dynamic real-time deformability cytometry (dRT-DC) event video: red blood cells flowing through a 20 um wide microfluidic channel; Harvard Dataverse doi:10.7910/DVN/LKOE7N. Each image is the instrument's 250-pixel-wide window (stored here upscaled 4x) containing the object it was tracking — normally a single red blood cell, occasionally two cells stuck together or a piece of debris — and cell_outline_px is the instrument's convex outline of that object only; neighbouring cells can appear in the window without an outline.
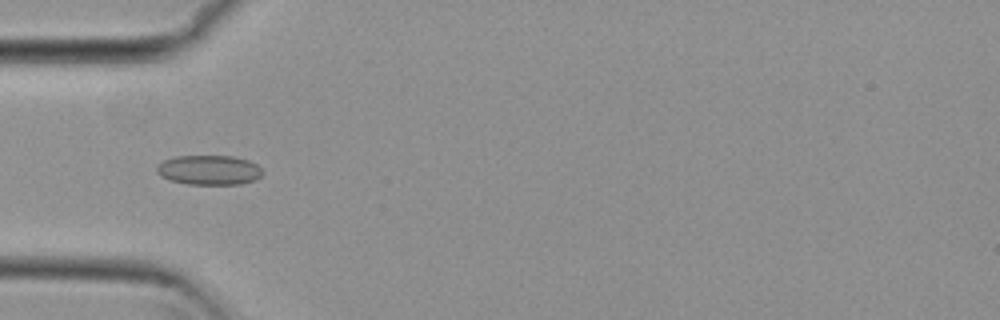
{"species": "common noctule bat (a hibernating species)", "species_latin": "Nyctalus noctula", "temperature_condition": "cold", "stored_images_in_passage": 53, "camera_frame_rate_fps": 3000, "um_per_image_px": 0.085, "animal": {"sex": "female", "body_mass_g": 29.2, "forearm_length_mm": 56.3}, "frame": {"image": 1, "passage_image": 16, "time_ms": 5.0, "image_size_px": [1000, 320], "cell_outline_px": [[264, 172], [256, 180], [240, 184], [188, 184], [172, 180], [160, 176], [156, 172], [156, 168], [164, 160], [176, 156], [232, 156], [248, 160], [256, 164]], "centroid_in_image_um": [17.79, 14.45], "position_along_channel_um": 67.2, "area_um2": 18.21}}
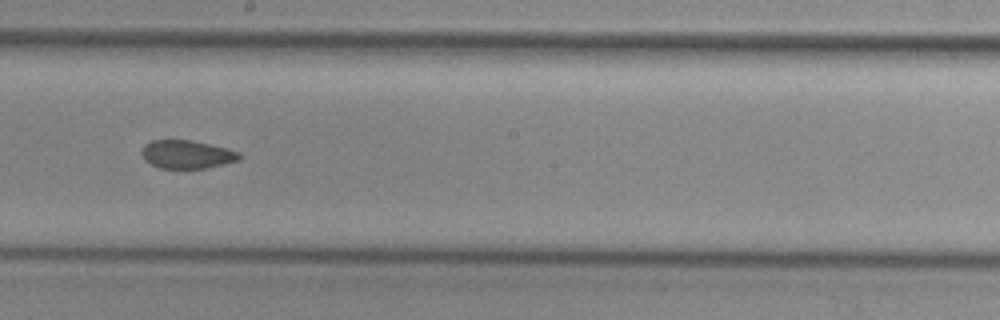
{"frame": {"image": 2, "passage_image": 29, "time_ms": 9.333, "image_size_px": [1000, 320], "cell_outline_px": [[240, 160], [224, 164], [204, 168], [160, 168], [144, 160], [140, 152], [144, 144], [152, 140], [192, 140], [240, 152]], "centroid_in_image_um": [15.85, 13.12], "position_along_channel_um": 232.4, "area_um2": 16.01}}
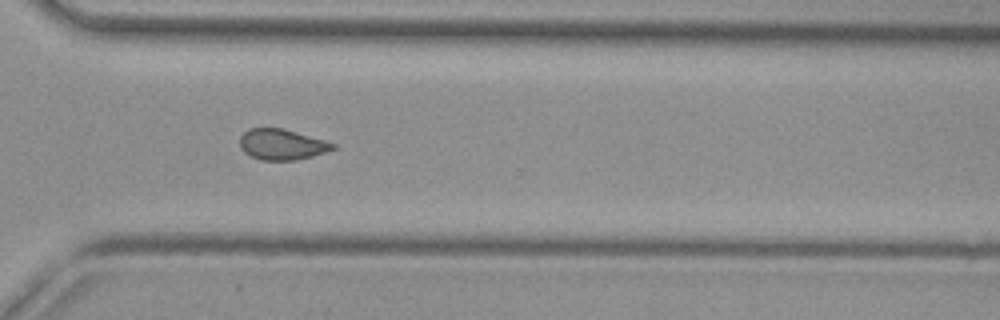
{"frame": {"image": 3, "passage_image": 38, "time_ms": 12.333, "image_size_px": [1000, 320], "cell_outline_px": [[336, 148], [312, 156], [296, 160], [260, 160], [244, 152], [240, 148], [240, 136], [248, 128], [284, 128], [324, 140], [336, 144]], "centroid_in_image_um": [23.94, 12.27], "position_along_channel_um": 346.7, "area_um2": 16.65}, "authors_computed_cell_mechanics": {"area_um2": 17.3978, "velocity_mm_per_s": 3.8119, "shape_relaxation_time_tau1_ms": null, "shape_relaxation_time_tau2_ms": 2.2128, "deformation_change_tau1": null, "deformation_change_tau2": 0.0619}}